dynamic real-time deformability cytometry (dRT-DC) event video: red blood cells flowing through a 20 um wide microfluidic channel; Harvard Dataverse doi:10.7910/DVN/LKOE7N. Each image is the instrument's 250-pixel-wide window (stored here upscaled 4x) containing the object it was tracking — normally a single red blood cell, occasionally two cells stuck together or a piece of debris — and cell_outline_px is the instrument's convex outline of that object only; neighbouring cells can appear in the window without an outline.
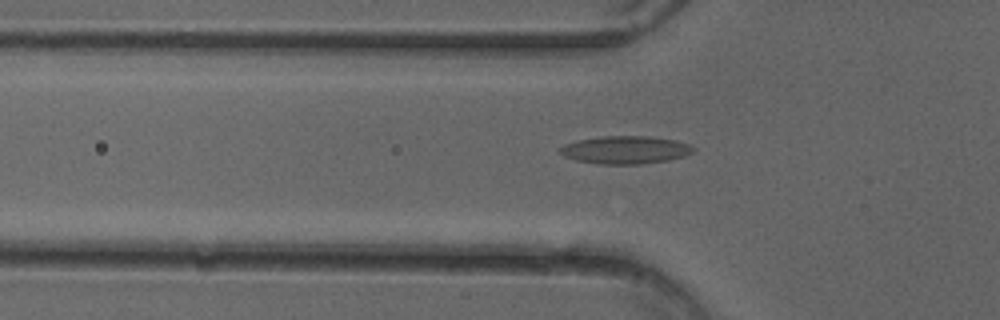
{"species": "common noctule bat (a hibernating species)", "species_latin": "Nyctalus noctula", "temperature_condition": "cold", "stored_images_in_passage": 51, "camera_frame_rate_fps": 3000, "um_per_image_px": 0.085, "animal": {"sex": "female"}, "frame": {"image": 1, "passage_image": 17, "time_ms": 5.333, "image_size_px": [1000, 320], "cell_outline_px": [[696, 148], [692, 152], [684, 156], [668, 160], [640, 164], [596, 164], [576, 160], [564, 156], [560, 152], [560, 148], [564, 144], [576, 140], [600, 136], [648, 136], [676, 140], [688, 144]], "centroid_in_image_um": [53.14, 12.73], "position_along_channel_um": 72.7, "area_um2": 21.68}}
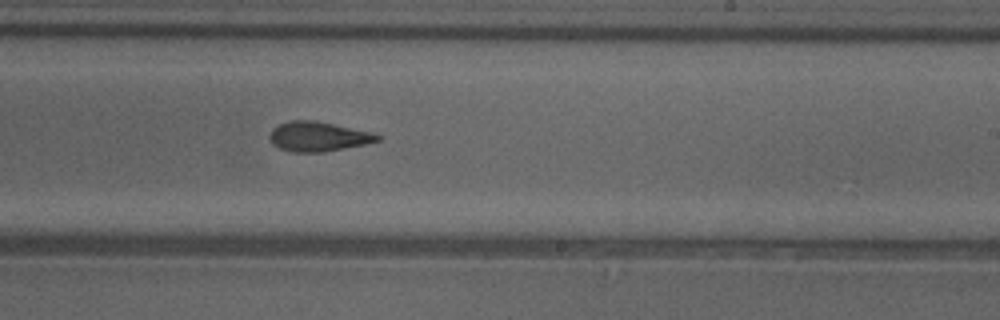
{"frame": {"image": 2, "passage_image": 31, "time_ms": 10.0, "image_size_px": [1000, 320], "cell_outline_px": [[380, 140], [364, 144], [324, 152], [292, 152], [280, 148], [272, 144], [268, 136], [272, 128], [280, 124], [292, 120], [316, 120], [376, 132], [380, 136]], "centroid_in_image_um": [27.06, 11.59], "position_along_channel_um": 261.9, "area_um2": 18.84}}
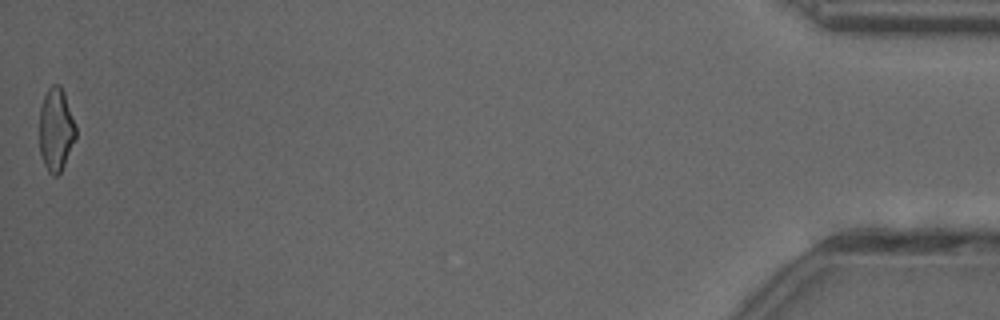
{"frame": {"image": 3, "passage_image": 51, "time_ms": 16.667, "image_size_px": [1000, 320], "cell_outline_px": [[76, 136], [64, 164], [60, 172], [56, 176], [52, 176], [48, 172], [40, 156], [40, 108], [44, 96], [48, 88], [52, 84], [60, 84], [64, 92], [76, 128]], "centroid_in_image_um": [4.74, 11.01], "position_along_channel_um": 430.5, "area_um2": 17.46}, "authors_computed_cell_mechanics": {"area_um2": 18.8428, "velocity_mm_per_s": 4.0255, "shape_relaxation_time_tau1_ms": null, "shape_relaxation_time_tau2_ms": 3.1831, "deformation_change_tau1": null, "deformation_change_tau2": 0.1088}}